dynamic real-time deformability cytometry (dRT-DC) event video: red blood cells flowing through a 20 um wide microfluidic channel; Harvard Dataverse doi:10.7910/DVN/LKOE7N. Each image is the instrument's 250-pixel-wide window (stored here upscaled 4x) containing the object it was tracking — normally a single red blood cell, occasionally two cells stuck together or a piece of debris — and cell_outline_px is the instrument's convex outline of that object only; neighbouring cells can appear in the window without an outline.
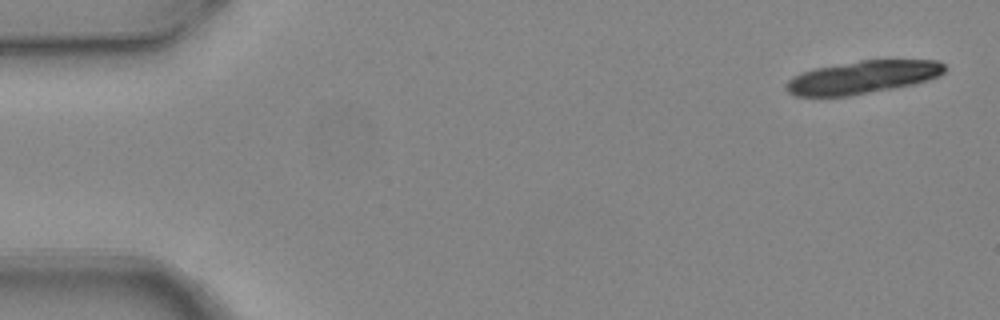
{"species": "common noctule bat (a hibernating species)", "species_latin": "Nyctalus noctula", "temperature_condition": "warm", "stored_images_in_passage": 6, "camera_frame_rate_fps": 3000, "um_per_image_px": 0.085, "animal": {"sex": "female", "body_mass_g": 24.6, "forearm_length_mm": 56.2}, "frame": {"image": 1, "passage_image": 1, "time_ms": 0.0, "image_size_px": [1000, 320], "cell_outline_px": [[948, 68], [940, 76], [928, 80], [912, 84], [892, 88], [848, 96], [796, 96], [788, 92], [784, 88], [784, 84], [788, 80], [800, 72], [816, 68], [860, 60], [936, 60], [944, 64]], "centroid_in_image_um": [73.31, 6.56], "position_along_channel_um": 11.7, "area_um2": 30.35}}
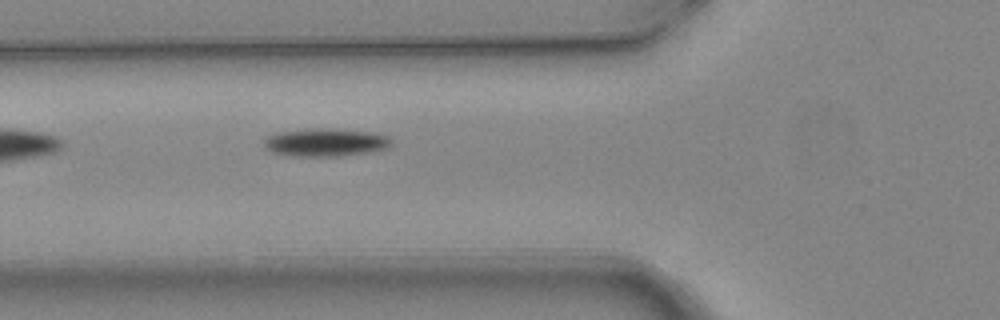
{"frame": {"image": 2, "passage_image": 6, "time_ms": 1.667, "image_size_px": [1000, 320], "cell_outline_px": [[392, 144], [388, 148], [372, 152], [340, 156], [292, 156], [272, 152], [264, 148], [264, 140], [268, 136], [276, 132], [312, 128], [324, 128], [372, 132], [388, 136], [392, 140]], "centroid_in_image_um": [27.68, 12.1], "position_along_channel_um": 98.1, "area_um2": 20.98}}